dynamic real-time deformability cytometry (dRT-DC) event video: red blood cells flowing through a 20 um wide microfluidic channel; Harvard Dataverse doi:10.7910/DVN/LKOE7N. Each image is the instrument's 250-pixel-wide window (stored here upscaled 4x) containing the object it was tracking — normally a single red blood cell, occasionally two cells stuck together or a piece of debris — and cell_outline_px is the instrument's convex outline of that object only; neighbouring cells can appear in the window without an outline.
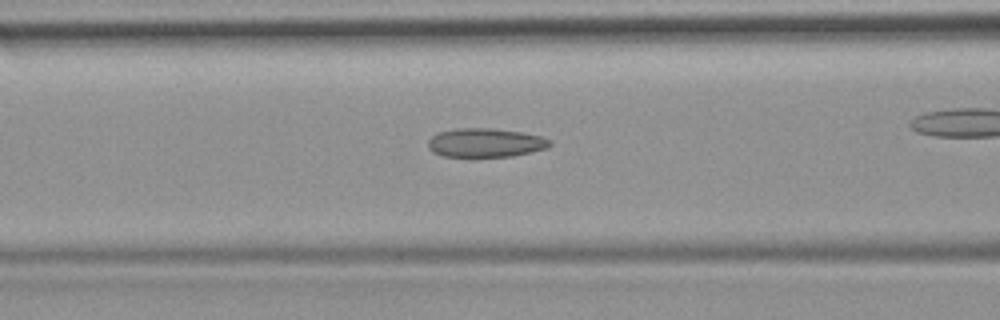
{"species": "common noctule bat (a hibernating species)", "species_latin": "Nyctalus noctula", "temperature_condition": "room temperature", "stored_images_in_passage": 29, "camera_frame_rate_fps": 3000, "um_per_image_px": 0.085, "animal": {"sex": "female", "body_mass_g": 19.9}, "frame": {"image": 1, "passage_image": 9, "time_ms": 2.667, "image_size_px": [1000, 320], "cell_outline_px": [[552, 144], [548, 148], [512, 156], [444, 156], [432, 152], [428, 148], [428, 140], [432, 136], [440, 132], [456, 128], [492, 128], [524, 132], [540, 136], [552, 140]], "centroid_in_image_um": [41.28, 12.12], "position_along_channel_um": 125.3, "area_um2": 20.52}}